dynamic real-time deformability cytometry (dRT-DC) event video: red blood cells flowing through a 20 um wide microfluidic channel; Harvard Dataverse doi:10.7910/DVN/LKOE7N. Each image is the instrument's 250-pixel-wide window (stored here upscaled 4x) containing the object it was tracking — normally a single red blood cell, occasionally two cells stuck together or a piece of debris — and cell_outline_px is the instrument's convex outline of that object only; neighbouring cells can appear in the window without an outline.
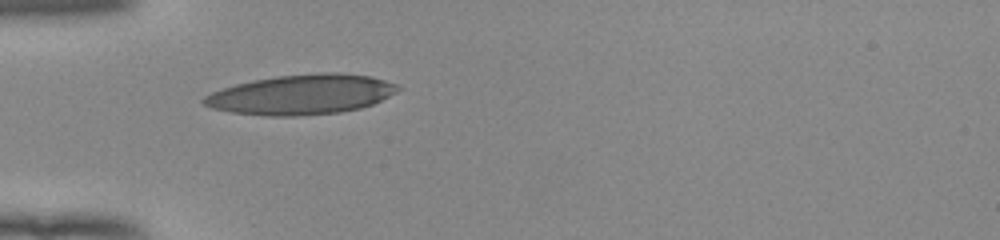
{"species": "human", "species_latin": "Homo sapiens", "temperature_condition": "room temperature", "stored_images_in_passage": 36, "camera_frame_rate_fps": 3000, "um_per_image_px": 0.085, "donor": {"sex": "female"}, "frame": {"image": 1, "passage_image": 1, "time_ms": 0.0, "image_size_px": [1000, 240], "cell_outline_px": [[400, 88], [396, 92], [372, 104], [360, 108], [340, 112], [296, 116], [264, 116], [232, 112], [212, 108], [204, 104], [200, 100], [204, 96], [212, 92], [236, 84], [276, 76], [324, 72], [336, 72], [372, 76], [396, 84]], "centroid_in_image_um": [25.61, 8.03], "position_along_channel_um": 59.4, "area_um2": 44.91}}
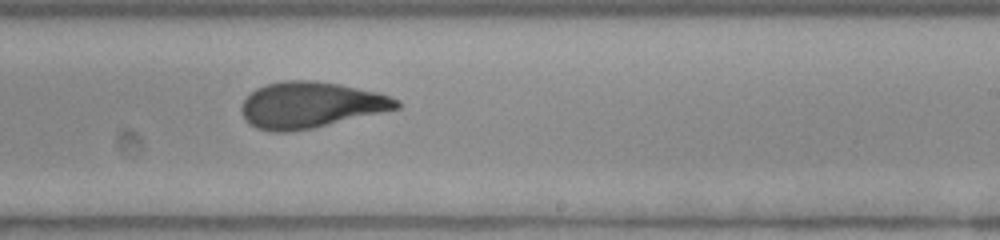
{"frame": {"image": 2, "passage_image": 17, "time_ms": 5.333, "image_size_px": [1000, 240], "cell_outline_px": [[400, 108], [312, 128], [288, 132], [268, 132], [256, 128], [244, 116], [240, 108], [244, 100], [256, 88], [264, 84], [284, 80], [312, 80], [340, 84], [380, 92], [400, 100]], "centroid_in_image_um": [26.42, 8.91], "position_along_channel_um": 262.6, "area_um2": 41.67}}
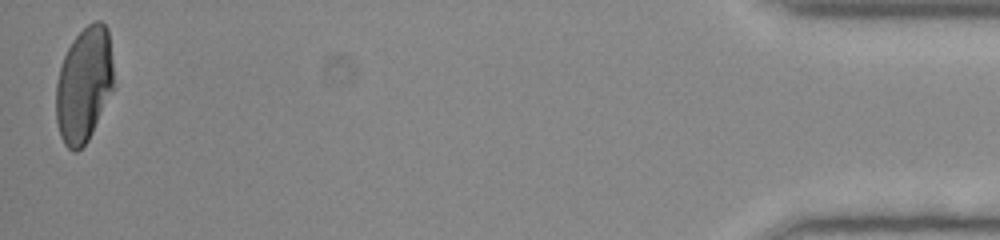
{"frame": {"image": 3, "passage_image": 36, "time_ms": 11.667, "image_size_px": [1000, 240], "cell_outline_px": [[116, 88], [88, 140], [76, 152], [72, 152], [64, 144], [60, 136], [56, 120], [56, 84], [60, 68], [64, 56], [72, 40], [88, 24], [96, 20], [100, 20], [108, 28]], "centroid_in_image_um": [7.17, 7.21], "position_along_channel_um": 428.0, "area_um2": 39.36}, "authors_computed_cell_mechanics": {"area_um2": 41.6449, "velocity_mm_per_s": 3.9344, "shape_relaxation_time_tau1_ms": 11.1286, "shape_relaxation_time_tau2_ms": 1.1515, "deformation_change_tau1": 0.3605, "deformation_change_tau2": 0.0845}}